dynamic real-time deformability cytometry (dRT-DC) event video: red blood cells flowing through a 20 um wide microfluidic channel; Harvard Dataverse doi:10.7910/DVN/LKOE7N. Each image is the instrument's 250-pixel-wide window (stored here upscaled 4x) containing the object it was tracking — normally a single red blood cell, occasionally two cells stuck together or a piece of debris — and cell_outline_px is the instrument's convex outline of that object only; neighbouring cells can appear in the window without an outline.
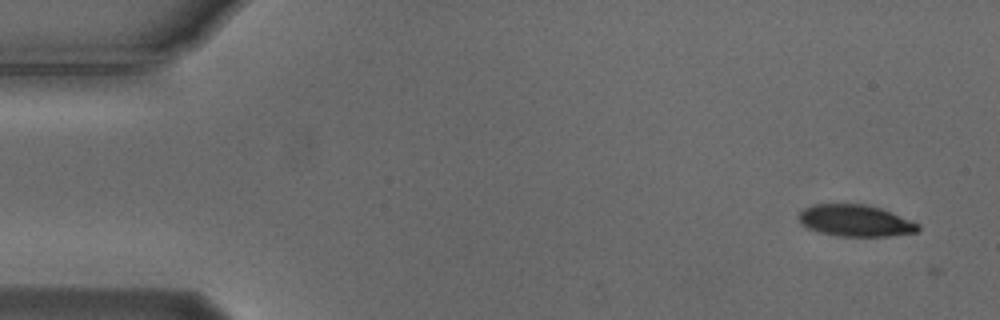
{"species": "Egyptian fruit bat (a non-hibernating species)", "species_latin": "Rousettus aegyptiacus", "temperature_condition": "cold", "stored_images_in_passage": 4, "camera_frame_rate_fps": 3000, "um_per_image_px": 0.085, "animal": {"sex": "male"}, "frame": {"image": 1, "passage_image": 3, "time_ms": 0.667, "image_size_px": [1000, 320], "cell_outline_px": [[920, 228], [916, 232], [888, 236], [836, 236], [820, 232], [808, 228], [800, 224], [796, 216], [804, 208], [812, 204], [864, 204], [880, 208], [920, 224]], "centroid_in_image_um": [72.65, 18.75], "position_along_channel_um": 12.3, "area_um2": 22.02}}